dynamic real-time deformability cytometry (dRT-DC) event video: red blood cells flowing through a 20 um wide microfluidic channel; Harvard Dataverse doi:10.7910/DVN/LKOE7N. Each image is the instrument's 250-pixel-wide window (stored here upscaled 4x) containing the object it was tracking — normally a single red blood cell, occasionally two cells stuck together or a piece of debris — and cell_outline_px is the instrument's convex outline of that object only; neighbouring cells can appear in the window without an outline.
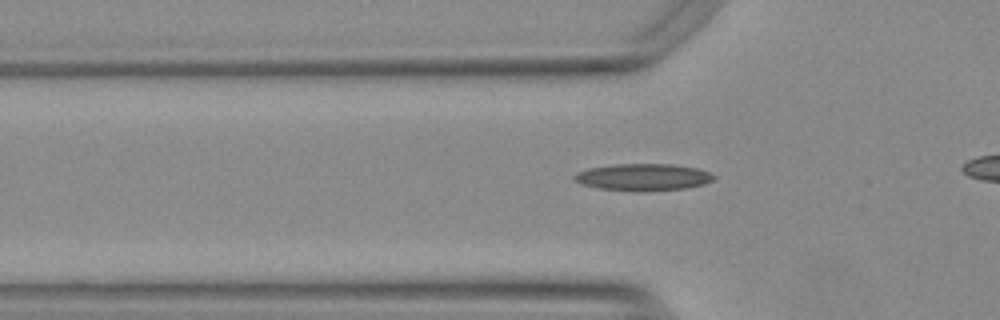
{"species": "Egyptian fruit bat (a non-hibernating species)", "species_latin": "Rousettus aegyptiacus", "temperature_condition": "warm", "stored_images_in_passage": 31, "camera_frame_rate_fps": 3000, "um_per_image_px": 0.085, "animal": {"sex": "female"}, "frame": {"image": 1, "passage_image": 5, "time_ms": 1.333, "image_size_px": [1000, 320], "cell_outline_px": [[716, 176], [712, 180], [704, 184], [684, 188], [636, 192], [600, 188], [584, 184], [576, 180], [572, 176], [576, 172], [588, 168], [616, 164], [672, 164], [696, 168], [708, 172]], "centroid_in_image_um": [54.66, 15.05], "position_along_channel_um": 71.1, "area_um2": 21.73}}
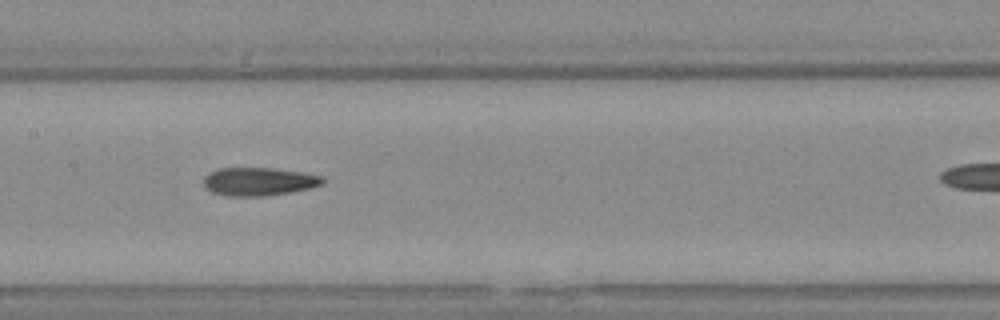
{"frame": {"image": 2, "passage_image": 14, "time_ms": 4.333, "image_size_px": [1000, 320], "cell_outline_px": [[324, 184], [312, 188], [292, 192], [264, 196], [228, 196], [212, 192], [204, 188], [204, 176], [208, 172], [216, 168], [272, 168], [304, 172], [324, 176]], "centroid_in_image_um": [22.01, 15.43], "position_along_channel_um": 185.4, "area_um2": 19.94}}
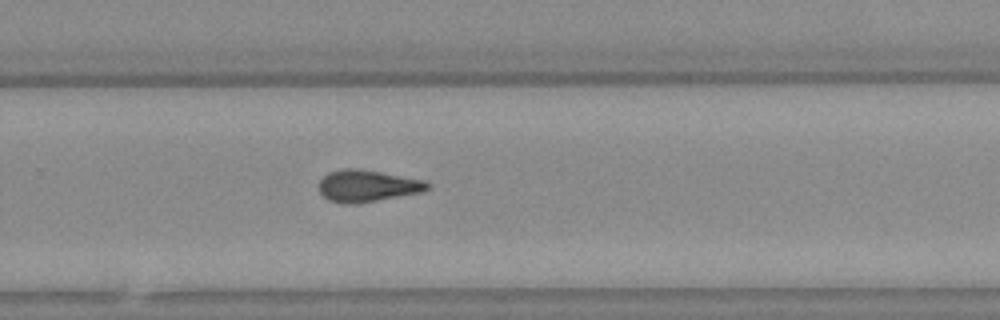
{"frame": {"image": 3, "passage_image": 23, "time_ms": 7.333, "image_size_px": [1000, 320], "cell_outline_px": [[432, 184], [428, 188], [420, 192], [356, 204], [348, 204], [328, 200], [320, 192], [320, 180], [328, 172], [344, 168], [356, 168], [428, 180]], "centroid_in_image_um": [31.24, 15.79], "position_along_channel_um": 298.6, "area_um2": 20.06}}